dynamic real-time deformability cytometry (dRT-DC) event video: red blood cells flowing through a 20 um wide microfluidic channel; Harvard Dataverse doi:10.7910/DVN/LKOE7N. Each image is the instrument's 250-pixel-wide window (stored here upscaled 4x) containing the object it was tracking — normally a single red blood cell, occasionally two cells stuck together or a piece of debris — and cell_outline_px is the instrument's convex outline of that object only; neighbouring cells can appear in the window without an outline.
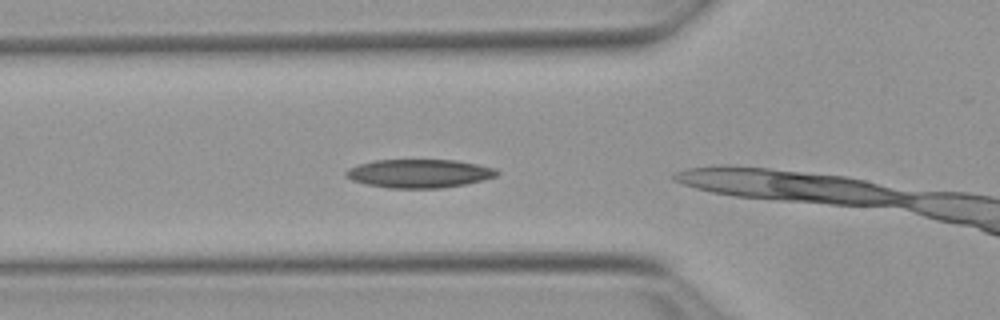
{"species": "Egyptian fruit bat (a non-hibernating species)", "species_latin": "Rousettus aegyptiacus", "temperature_condition": "warm", "stored_images_in_passage": 4, "camera_frame_rate_fps": 3000, "um_per_image_px": 0.085, "animal": {"sex": "female"}, "frame": {"image": 1, "passage_image": 3, "time_ms": 0.667, "image_size_px": [1000, 320], "cell_outline_px": [[500, 172], [496, 176], [484, 180], [464, 184], [440, 188], [388, 188], [364, 184], [352, 180], [344, 176], [344, 172], [348, 168], [372, 160], [456, 160], [496, 168]], "centroid_in_image_um": [35.61, 14.74], "position_along_channel_um": 90.2, "area_um2": 25.2}}